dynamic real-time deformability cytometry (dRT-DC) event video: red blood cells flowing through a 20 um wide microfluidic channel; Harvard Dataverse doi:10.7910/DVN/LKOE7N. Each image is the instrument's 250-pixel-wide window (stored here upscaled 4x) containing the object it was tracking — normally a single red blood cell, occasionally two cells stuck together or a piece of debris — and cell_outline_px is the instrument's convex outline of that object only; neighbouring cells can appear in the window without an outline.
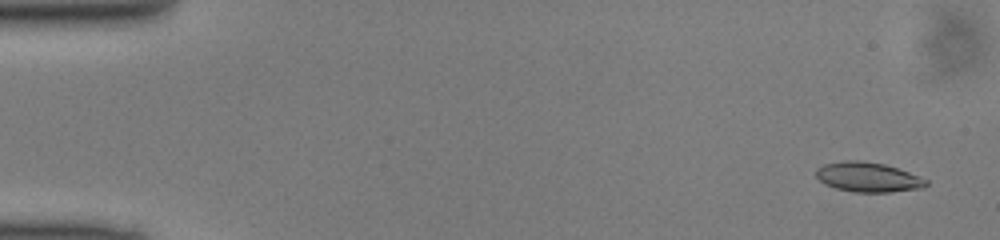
{"species": "common noctule bat (a hibernating species)", "species_latin": "Nyctalus noctula", "temperature_condition": "cold", "stored_images_in_passage": 50, "camera_frame_rate_fps": 3000, "um_per_image_px": 0.085, "animal": {"sex": "male", "body_mass_g": 13.0, "forearm_length_mm": 53.1}, "frame": {"image": 1, "passage_image": 3, "time_ms": 0.667, "image_size_px": [1000, 240], "cell_outline_px": [[928, 184], [924, 188], [892, 192], [856, 192], [836, 188], [824, 184], [816, 176], [816, 168], [824, 164], [844, 160], [860, 160], [884, 164], [920, 176], [928, 180]], "centroid_in_image_um": [73.79, 15.05], "position_along_channel_um": 11.2, "area_um2": 19.13}}
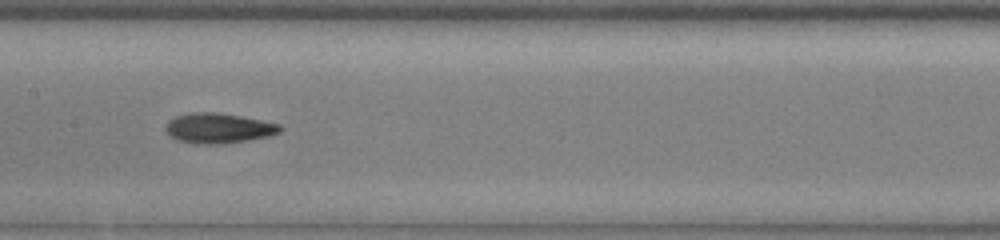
{"frame": {"image": 2, "passage_image": 25, "time_ms": 8.0, "image_size_px": [1000, 240], "cell_outline_px": [[284, 128], [280, 132], [268, 136], [248, 140], [224, 144], [196, 144], [176, 140], [164, 128], [168, 120], [176, 116], [192, 112], [220, 112], [280, 124]], "centroid_in_image_um": [18.57, 10.89], "position_along_channel_um": 188.8, "area_um2": 20.17}}
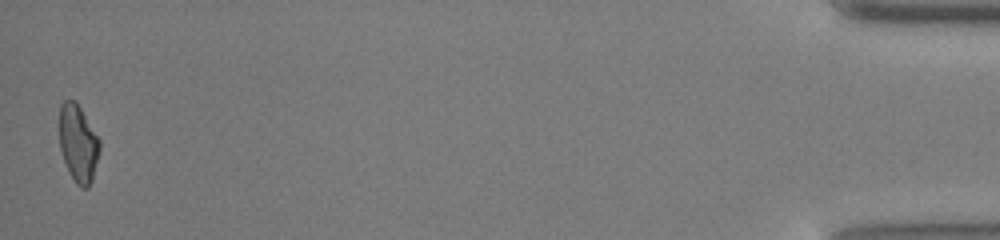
{"frame": {"image": 3, "passage_image": 49, "time_ms": 16.0, "image_size_px": [1000, 240], "cell_outline_px": [[100, 148], [92, 180], [88, 188], [80, 188], [76, 184], [64, 160], [60, 148], [60, 104], [64, 100], [72, 100], [80, 108], [100, 140]], "centroid_in_image_um": [6.65, 12.21], "position_along_channel_um": 428.6, "area_um2": 17.74}}